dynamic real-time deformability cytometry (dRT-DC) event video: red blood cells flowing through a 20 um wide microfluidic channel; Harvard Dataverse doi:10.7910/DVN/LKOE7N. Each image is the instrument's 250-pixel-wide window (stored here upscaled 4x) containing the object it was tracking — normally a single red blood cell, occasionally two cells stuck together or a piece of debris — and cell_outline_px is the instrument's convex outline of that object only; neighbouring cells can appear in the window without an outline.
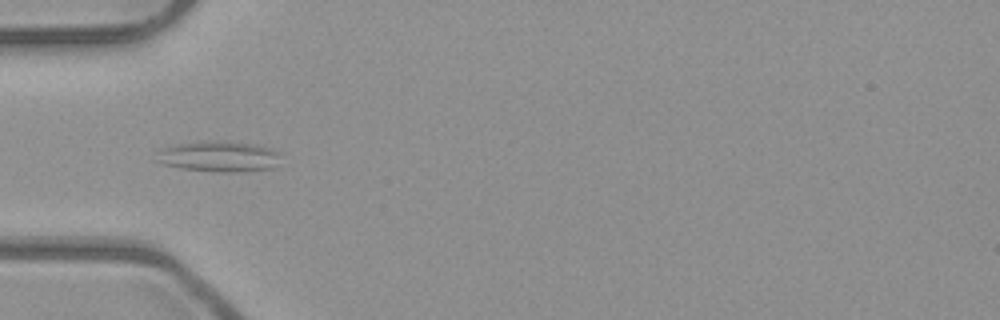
{"species": "common noctule bat (a hibernating species)", "species_latin": "Nyctalus noctula", "temperature_condition": "room temperature", "stored_images_in_passage": 38, "camera_frame_rate_fps": 3000, "um_per_image_px": 0.085, "animal": {"sex": "male", "body_mass_g": 23.1, "forearm_length_mm": 52.7}, "frame": {"image": 1, "passage_image": 2, "time_ms": 0.333, "image_size_px": [1000, 320], "cell_outline_px": [[280, 152], [272, 168], [244, 172], [212, 172], [180, 168], [164, 164], [156, 160], [156, 152], [160, 148], [180, 144], [260, 144], [272, 148]], "centroid_in_image_um": [18.59, 13.36], "position_along_channel_um": 66.4, "area_um2": 21.27}}
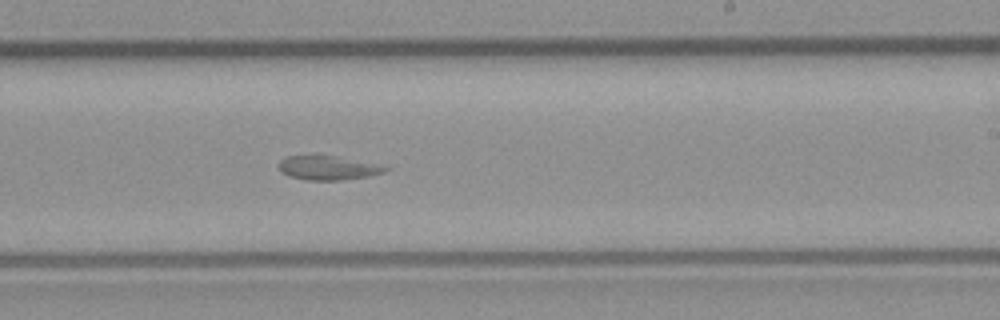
{"frame": {"image": 2, "passage_image": 17, "time_ms": 5.333, "image_size_px": [1000, 320], "cell_outline_px": [[392, 168], [384, 172], [368, 176], [340, 180], [308, 180], [288, 176], [280, 172], [276, 164], [284, 156], [332, 156]], "centroid_in_image_um": [27.76, 14.28], "position_along_channel_um": 261.2, "area_um2": 14.62}}
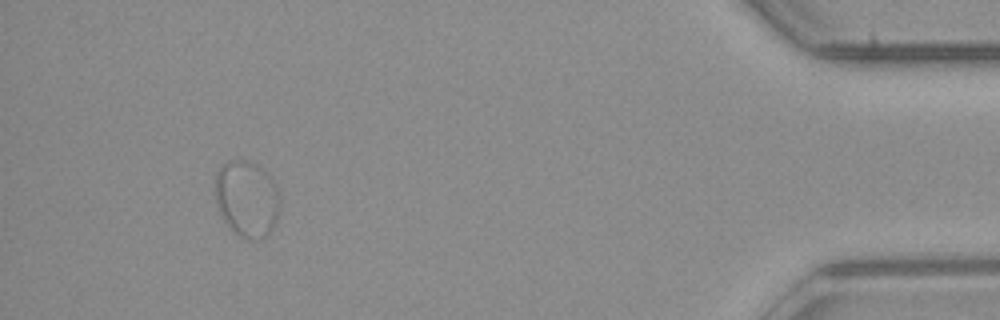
{"frame": {"image": 3, "passage_image": 34, "time_ms": 11.0, "image_size_px": [1000, 320], "cell_outline_px": [[280, 208], [276, 220], [272, 228], [264, 236], [256, 240], [240, 236], [232, 232], [228, 228], [220, 216], [216, 208], [216, 176], [220, 168], [228, 160], [248, 160], [260, 168], [276, 184], [280, 196]], "centroid_in_image_um": [20.97, 16.92], "position_along_channel_um": 414.2, "area_um2": 28.84}, "authors_computed_cell_mechanics": {"area_um2": 16.1551, "velocity_mm_per_s": 3.9095, "shape_relaxation_time_tau1_ms": null, "shape_relaxation_time_tau2_ms": 4.3882, "deformation_change_tau1": null, "deformation_change_tau2": 0.0899}}